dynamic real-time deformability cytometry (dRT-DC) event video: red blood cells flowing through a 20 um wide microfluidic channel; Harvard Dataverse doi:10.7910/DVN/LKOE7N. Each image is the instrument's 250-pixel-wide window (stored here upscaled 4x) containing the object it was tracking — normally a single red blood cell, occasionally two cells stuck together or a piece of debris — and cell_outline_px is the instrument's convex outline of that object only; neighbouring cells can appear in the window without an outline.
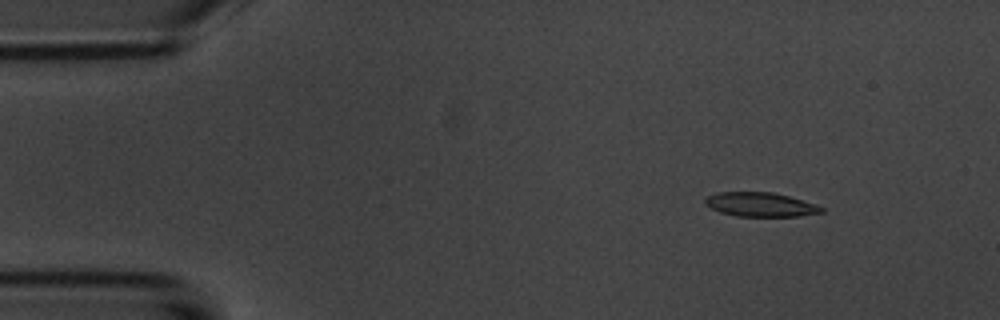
{"species": "common noctule bat (a hibernating species)", "species_latin": "Nyctalus noctula", "temperature_condition": "room temperature", "stored_images_in_passage": 8, "camera_frame_rate_fps": 3000, "um_per_image_px": 0.085, "animal": {"sex": "male", "body_mass_g": 20.1, "forearm_length_mm": 53.5}, "frame": {"image": 1, "passage_image": 2, "time_ms": 1.333, "image_size_px": [1000, 320], "cell_outline_px": [[824, 212], [800, 216], [736, 216], [720, 212], [704, 204], [704, 200], [708, 196], [720, 192], [772, 192], [788, 196], [816, 204], [824, 208]], "centroid_in_image_um": [64.65, 17.39], "position_along_channel_um": 20.4, "area_um2": 16.3}}
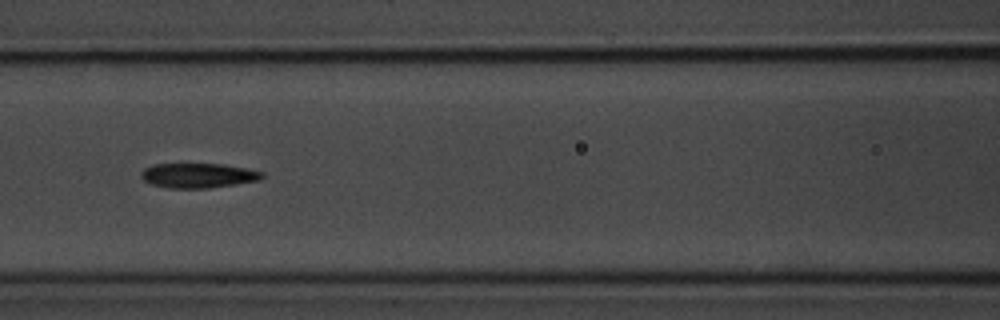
{"frame": {"image": 2, "passage_image": 7, "time_ms": 7.0, "image_size_px": [1000, 320], "cell_outline_px": [[264, 176], [260, 180], [236, 184], [208, 188], [168, 188], [152, 184], [144, 180], [140, 176], [140, 172], [144, 168], [152, 164], [224, 164], [264, 172]], "centroid_in_image_um": [16.83, 14.91], "position_along_channel_um": 149.8, "area_um2": 17.46}}
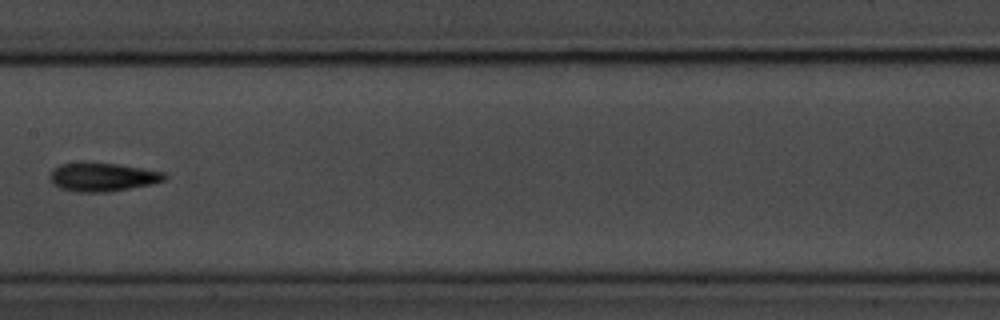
{"frame": {"image": 3, "passage_image": 8, "time_ms": 8.333, "image_size_px": [1000, 320], "cell_outline_px": [[168, 176], [164, 180], [152, 184], [112, 192], [76, 192], [60, 188], [52, 184], [48, 176], [52, 168], [60, 164], [80, 160], [116, 164], [164, 172]], "centroid_in_image_um": [8.64, 15.03], "position_along_channel_um": 198.8, "area_um2": 19.71}}